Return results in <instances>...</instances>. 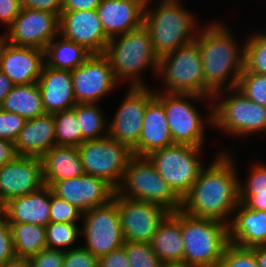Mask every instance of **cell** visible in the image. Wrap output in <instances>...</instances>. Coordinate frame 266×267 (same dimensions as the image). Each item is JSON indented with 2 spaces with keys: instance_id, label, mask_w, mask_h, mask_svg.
<instances>
[{
  "instance_id": "obj_1",
  "label": "cell",
  "mask_w": 266,
  "mask_h": 267,
  "mask_svg": "<svg viewBox=\"0 0 266 267\" xmlns=\"http://www.w3.org/2000/svg\"><path fill=\"white\" fill-rule=\"evenodd\" d=\"M232 157L228 151L220 152L201 170L182 199L181 211L196 218L230 223L240 203V178Z\"/></svg>"
},
{
  "instance_id": "obj_2",
  "label": "cell",
  "mask_w": 266,
  "mask_h": 267,
  "mask_svg": "<svg viewBox=\"0 0 266 267\" xmlns=\"http://www.w3.org/2000/svg\"><path fill=\"white\" fill-rule=\"evenodd\" d=\"M232 35L220 21L209 23L196 34L203 62L205 97L213 98L218 91L236 88L244 70V45L241 48Z\"/></svg>"
},
{
  "instance_id": "obj_3",
  "label": "cell",
  "mask_w": 266,
  "mask_h": 267,
  "mask_svg": "<svg viewBox=\"0 0 266 267\" xmlns=\"http://www.w3.org/2000/svg\"><path fill=\"white\" fill-rule=\"evenodd\" d=\"M181 3V0H161L153 9L149 8L150 1L145 4L143 24L149 31L158 57L196 38L197 21Z\"/></svg>"
},
{
  "instance_id": "obj_4",
  "label": "cell",
  "mask_w": 266,
  "mask_h": 267,
  "mask_svg": "<svg viewBox=\"0 0 266 267\" xmlns=\"http://www.w3.org/2000/svg\"><path fill=\"white\" fill-rule=\"evenodd\" d=\"M109 60L116 79H131L129 86H147L141 73L151 67L157 75L159 57L155 53L148 29L144 24L111 38L103 53Z\"/></svg>"
},
{
  "instance_id": "obj_5",
  "label": "cell",
  "mask_w": 266,
  "mask_h": 267,
  "mask_svg": "<svg viewBox=\"0 0 266 267\" xmlns=\"http://www.w3.org/2000/svg\"><path fill=\"white\" fill-rule=\"evenodd\" d=\"M183 261L193 267H217L229 244L228 225L181 211Z\"/></svg>"
},
{
  "instance_id": "obj_6",
  "label": "cell",
  "mask_w": 266,
  "mask_h": 267,
  "mask_svg": "<svg viewBox=\"0 0 266 267\" xmlns=\"http://www.w3.org/2000/svg\"><path fill=\"white\" fill-rule=\"evenodd\" d=\"M119 196L164 207L170 213L181 210L182 200L157 172L147 156H133L116 188Z\"/></svg>"
},
{
  "instance_id": "obj_7",
  "label": "cell",
  "mask_w": 266,
  "mask_h": 267,
  "mask_svg": "<svg viewBox=\"0 0 266 267\" xmlns=\"http://www.w3.org/2000/svg\"><path fill=\"white\" fill-rule=\"evenodd\" d=\"M155 98L163 105L171 137L174 144L202 147L205 138V125H213V98L193 94H172L156 91ZM210 103V111L203 121L202 115L193 105V101ZM205 123V124H204Z\"/></svg>"
},
{
  "instance_id": "obj_8",
  "label": "cell",
  "mask_w": 266,
  "mask_h": 267,
  "mask_svg": "<svg viewBox=\"0 0 266 267\" xmlns=\"http://www.w3.org/2000/svg\"><path fill=\"white\" fill-rule=\"evenodd\" d=\"M213 122L215 128L234 137L265 132L266 107L249 100L236 88L221 90L213 96Z\"/></svg>"
},
{
  "instance_id": "obj_9",
  "label": "cell",
  "mask_w": 266,
  "mask_h": 267,
  "mask_svg": "<svg viewBox=\"0 0 266 267\" xmlns=\"http://www.w3.org/2000/svg\"><path fill=\"white\" fill-rule=\"evenodd\" d=\"M157 75L164 93L204 96L203 62L198 42L178 47L159 57Z\"/></svg>"
},
{
  "instance_id": "obj_10",
  "label": "cell",
  "mask_w": 266,
  "mask_h": 267,
  "mask_svg": "<svg viewBox=\"0 0 266 267\" xmlns=\"http://www.w3.org/2000/svg\"><path fill=\"white\" fill-rule=\"evenodd\" d=\"M202 147L173 144L151 152L147 157L157 172L182 200L205 167L199 158Z\"/></svg>"
},
{
  "instance_id": "obj_11",
  "label": "cell",
  "mask_w": 266,
  "mask_h": 267,
  "mask_svg": "<svg viewBox=\"0 0 266 267\" xmlns=\"http://www.w3.org/2000/svg\"><path fill=\"white\" fill-rule=\"evenodd\" d=\"M85 174L105 179L115 189L134 156L132 149L110 136L86 140L78 147Z\"/></svg>"
},
{
  "instance_id": "obj_12",
  "label": "cell",
  "mask_w": 266,
  "mask_h": 267,
  "mask_svg": "<svg viewBox=\"0 0 266 267\" xmlns=\"http://www.w3.org/2000/svg\"><path fill=\"white\" fill-rule=\"evenodd\" d=\"M82 223L80 235L86 242L83 247L98 258L125 243L118 205L114 199L83 212Z\"/></svg>"
},
{
  "instance_id": "obj_13",
  "label": "cell",
  "mask_w": 266,
  "mask_h": 267,
  "mask_svg": "<svg viewBox=\"0 0 266 267\" xmlns=\"http://www.w3.org/2000/svg\"><path fill=\"white\" fill-rule=\"evenodd\" d=\"M7 29L1 37L9 44L44 50L59 34V16L54 12L21 8Z\"/></svg>"
},
{
  "instance_id": "obj_14",
  "label": "cell",
  "mask_w": 266,
  "mask_h": 267,
  "mask_svg": "<svg viewBox=\"0 0 266 267\" xmlns=\"http://www.w3.org/2000/svg\"><path fill=\"white\" fill-rule=\"evenodd\" d=\"M71 78L77 104L98 103L120 85L104 54H92L71 71Z\"/></svg>"
},
{
  "instance_id": "obj_15",
  "label": "cell",
  "mask_w": 266,
  "mask_h": 267,
  "mask_svg": "<svg viewBox=\"0 0 266 267\" xmlns=\"http://www.w3.org/2000/svg\"><path fill=\"white\" fill-rule=\"evenodd\" d=\"M117 202L125 241L150 243L159 224L170 213L164 207L141 200L119 196Z\"/></svg>"
},
{
  "instance_id": "obj_16",
  "label": "cell",
  "mask_w": 266,
  "mask_h": 267,
  "mask_svg": "<svg viewBox=\"0 0 266 267\" xmlns=\"http://www.w3.org/2000/svg\"><path fill=\"white\" fill-rule=\"evenodd\" d=\"M154 97L155 92L148 86H129L108 124V136L132 149L139 141L146 106Z\"/></svg>"
},
{
  "instance_id": "obj_17",
  "label": "cell",
  "mask_w": 266,
  "mask_h": 267,
  "mask_svg": "<svg viewBox=\"0 0 266 267\" xmlns=\"http://www.w3.org/2000/svg\"><path fill=\"white\" fill-rule=\"evenodd\" d=\"M50 188L54 195L82 212L109 203L116 192L105 179L89 174L54 182Z\"/></svg>"
},
{
  "instance_id": "obj_18",
  "label": "cell",
  "mask_w": 266,
  "mask_h": 267,
  "mask_svg": "<svg viewBox=\"0 0 266 267\" xmlns=\"http://www.w3.org/2000/svg\"><path fill=\"white\" fill-rule=\"evenodd\" d=\"M41 157L18 156L0 166V206L44 186Z\"/></svg>"
},
{
  "instance_id": "obj_19",
  "label": "cell",
  "mask_w": 266,
  "mask_h": 267,
  "mask_svg": "<svg viewBox=\"0 0 266 267\" xmlns=\"http://www.w3.org/2000/svg\"><path fill=\"white\" fill-rule=\"evenodd\" d=\"M59 35L84 46L92 54H103L110 40L96 10L61 11Z\"/></svg>"
},
{
  "instance_id": "obj_20",
  "label": "cell",
  "mask_w": 266,
  "mask_h": 267,
  "mask_svg": "<svg viewBox=\"0 0 266 267\" xmlns=\"http://www.w3.org/2000/svg\"><path fill=\"white\" fill-rule=\"evenodd\" d=\"M44 65V50L11 45L0 36V70L14 85L38 82Z\"/></svg>"
},
{
  "instance_id": "obj_21",
  "label": "cell",
  "mask_w": 266,
  "mask_h": 267,
  "mask_svg": "<svg viewBox=\"0 0 266 267\" xmlns=\"http://www.w3.org/2000/svg\"><path fill=\"white\" fill-rule=\"evenodd\" d=\"M145 4L144 0H102L96 11L105 35L111 39L141 27Z\"/></svg>"
},
{
  "instance_id": "obj_22",
  "label": "cell",
  "mask_w": 266,
  "mask_h": 267,
  "mask_svg": "<svg viewBox=\"0 0 266 267\" xmlns=\"http://www.w3.org/2000/svg\"><path fill=\"white\" fill-rule=\"evenodd\" d=\"M51 188L47 185L25 196L12 198L1 206L8 223L47 226L50 223Z\"/></svg>"
},
{
  "instance_id": "obj_23",
  "label": "cell",
  "mask_w": 266,
  "mask_h": 267,
  "mask_svg": "<svg viewBox=\"0 0 266 267\" xmlns=\"http://www.w3.org/2000/svg\"><path fill=\"white\" fill-rule=\"evenodd\" d=\"M37 83L46 114L68 110L77 104L71 71L57 70L44 65Z\"/></svg>"
},
{
  "instance_id": "obj_24",
  "label": "cell",
  "mask_w": 266,
  "mask_h": 267,
  "mask_svg": "<svg viewBox=\"0 0 266 267\" xmlns=\"http://www.w3.org/2000/svg\"><path fill=\"white\" fill-rule=\"evenodd\" d=\"M163 105L154 97L146 106L138 143L132 148L135 156L173 145Z\"/></svg>"
},
{
  "instance_id": "obj_25",
  "label": "cell",
  "mask_w": 266,
  "mask_h": 267,
  "mask_svg": "<svg viewBox=\"0 0 266 267\" xmlns=\"http://www.w3.org/2000/svg\"><path fill=\"white\" fill-rule=\"evenodd\" d=\"M228 224L229 243L252 248L266 245V212L250 210L239 203Z\"/></svg>"
},
{
  "instance_id": "obj_26",
  "label": "cell",
  "mask_w": 266,
  "mask_h": 267,
  "mask_svg": "<svg viewBox=\"0 0 266 267\" xmlns=\"http://www.w3.org/2000/svg\"><path fill=\"white\" fill-rule=\"evenodd\" d=\"M14 143L19 156L41 157L56 145L54 114L26 120Z\"/></svg>"
},
{
  "instance_id": "obj_27",
  "label": "cell",
  "mask_w": 266,
  "mask_h": 267,
  "mask_svg": "<svg viewBox=\"0 0 266 267\" xmlns=\"http://www.w3.org/2000/svg\"><path fill=\"white\" fill-rule=\"evenodd\" d=\"M43 181L47 186L85 174L78 148L54 145L42 156Z\"/></svg>"
},
{
  "instance_id": "obj_28",
  "label": "cell",
  "mask_w": 266,
  "mask_h": 267,
  "mask_svg": "<svg viewBox=\"0 0 266 267\" xmlns=\"http://www.w3.org/2000/svg\"><path fill=\"white\" fill-rule=\"evenodd\" d=\"M162 263L183 261L184 245L181 232V210L169 213L159 224L150 242Z\"/></svg>"
},
{
  "instance_id": "obj_29",
  "label": "cell",
  "mask_w": 266,
  "mask_h": 267,
  "mask_svg": "<svg viewBox=\"0 0 266 267\" xmlns=\"http://www.w3.org/2000/svg\"><path fill=\"white\" fill-rule=\"evenodd\" d=\"M0 109L30 120L46 114L38 83L14 85L6 95Z\"/></svg>"
},
{
  "instance_id": "obj_30",
  "label": "cell",
  "mask_w": 266,
  "mask_h": 267,
  "mask_svg": "<svg viewBox=\"0 0 266 267\" xmlns=\"http://www.w3.org/2000/svg\"><path fill=\"white\" fill-rule=\"evenodd\" d=\"M44 53L46 66L68 71L81 66L92 55L84 46L59 34L46 46Z\"/></svg>"
},
{
  "instance_id": "obj_31",
  "label": "cell",
  "mask_w": 266,
  "mask_h": 267,
  "mask_svg": "<svg viewBox=\"0 0 266 267\" xmlns=\"http://www.w3.org/2000/svg\"><path fill=\"white\" fill-rule=\"evenodd\" d=\"M8 224L16 257L29 259L47 248L45 226L29 223Z\"/></svg>"
},
{
  "instance_id": "obj_32",
  "label": "cell",
  "mask_w": 266,
  "mask_h": 267,
  "mask_svg": "<svg viewBox=\"0 0 266 267\" xmlns=\"http://www.w3.org/2000/svg\"><path fill=\"white\" fill-rule=\"evenodd\" d=\"M73 109L81 130L82 143L108 136L106 115L97 103H79Z\"/></svg>"
},
{
  "instance_id": "obj_33",
  "label": "cell",
  "mask_w": 266,
  "mask_h": 267,
  "mask_svg": "<svg viewBox=\"0 0 266 267\" xmlns=\"http://www.w3.org/2000/svg\"><path fill=\"white\" fill-rule=\"evenodd\" d=\"M56 145L78 147L82 143V135L76 113L73 108L54 114Z\"/></svg>"
},
{
  "instance_id": "obj_34",
  "label": "cell",
  "mask_w": 266,
  "mask_h": 267,
  "mask_svg": "<svg viewBox=\"0 0 266 267\" xmlns=\"http://www.w3.org/2000/svg\"><path fill=\"white\" fill-rule=\"evenodd\" d=\"M244 39V67L258 74H266V31L251 34Z\"/></svg>"
},
{
  "instance_id": "obj_35",
  "label": "cell",
  "mask_w": 266,
  "mask_h": 267,
  "mask_svg": "<svg viewBox=\"0 0 266 267\" xmlns=\"http://www.w3.org/2000/svg\"><path fill=\"white\" fill-rule=\"evenodd\" d=\"M80 228L77 223L50 222L46 226V243L48 249L69 250L77 240ZM68 248V249H67Z\"/></svg>"
},
{
  "instance_id": "obj_36",
  "label": "cell",
  "mask_w": 266,
  "mask_h": 267,
  "mask_svg": "<svg viewBox=\"0 0 266 267\" xmlns=\"http://www.w3.org/2000/svg\"><path fill=\"white\" fill-rule=\"evenodd\" d=\"M236 89L249 100L266 107V74L251 72L244 67Z\"/></svg>"
},
{
  "instance_id": "obj_37",
  "label": "cell",
  "mask_w": 266,
  "mask_h": 267,
  "mask_svg": "<svg viewBox=\"0 0 266 267\" xmlns=\"http://www.w3.org/2000/svg\"><path fill=\"white\" fill-rule=\"evenodd\" d=\"M130 267H161L160 258L154 253L150 243L125 241L123 244Z\"/></svg>"
},
{
  "instance_id": "obj_38",
  "label": "cell",
  "mask_w": 266,
  "mask_h": 267,
  "mask_svg": "<svg viewBox=\"0 0 266 267\" xmlns=\"http://www.w3.org/2000/svg\"><path fill=\"white\" fill-rule=\"evenodd\" d=\"M246 182L240 180V202L245 203L252 195H266V165H252Z\"/></svg>"
},
{
  "instance_id": "obj_39",
  "label": "cell",
  "mask_w": 266,
  "mask_h": 267,
  "mask_svg": "<svg viewBox=\"0 0 266 267\" xmlns=\"http://www.w3.org/2000/svg\"><path fill=\"white\" fill-rule=\"evenodd\" d=\"M217 267H259L252 248H244L232 243L226 247Z\"/></svg>"
},
{
  "instance_id": "obj_40",
  "label": "cell",
  "mask_w": 266,
  "mask_h": 267,
  "mask_svg": "<svg viewBox=\"0 0 266 267\" xmlns=\"http://www.w3.org/2000/svg\"><path fill=\"white\" fill-rule=\"evenodd\" d=\"M83 212L51 191L50 222L76 223L82 219Z\"/></svg>"
},
{
  "instance_id": "obj_41",
  "label": "cell",
  "mask_w": 266,
  "mask_h": 267,
  "mask_svg": "<svg viewBox=\"0 0 266 267\" xmlns=\"http://www.w3.org/2000/svg\"><path fill=\"white\" fill-rule=\"evenodd\" d=\"M25 122L22 116L0 109V139L15 142Z\"/></svg>"
},
{
  "instance_id": "obj_42",
  "label": "cell",
  "mask_w": 266,
  "mask_h": 267,
  "mask_svg": "<svg viewBox=\"0 0 266 267\" xmlns=\"http://www.w3.org/2000/svg\"><path fill=\"white\" fill-rule=\"evenodd\" d=\"M63 267H99V258L83 246L64 251Z\"/></svg>"
},
{
  "instance_id": "obj_43",
  "label": "cell",
  "mask_w": 266,
  "mask_h": 267,
  "mask_svg": "<svg viewBox=\"0 0 266 267\" xmlns=\"http://www.w3.org/2000/svg\"><path fill=\"white\" fill-rule=\"evenodd\" d=\"M16 257L10 225L0 214V267Z\"/></svg>"
},
{
  "instance_id": "obj_44",
  "label": "cell",
  "mask_w": 266,
  "mask_h": 267,
  "mask_svg": "<svg viewBox=\"0 0 266 267\" xmlns=\"http://www.w3.org/2000/svg\"><path fill=\"white\" fill-rule=\"evenodd\" d=\"M29 261L31 267H63L64 251L46 248L29 258Z\"/></svg>"
},
{
  "instance_id": "obj_45",
  "label": "cell",
  "mask_w": 266,
  "mask_h": 267,
  "mask_svg": "<svg viewBox=\"0 0 266 267\" xmlns=\"http://www.w3.org/2000/svg\"><path fill=\"white\" fill-rule=\"evenodd\" d=\"M20 10V0H0V24L8 28L19 15Z\"/></svg>"
},
{
  "instance_id": "obj_46",
  "label": "cell",
  "mask_w": 266,
  "mask_h": 267,
  "mask_svg": "<svg viewBox=\"0 0 266 267\" xmlns=\"http://www.w3.org/2000/svg\"><path fill=\"white\" fill-rule=\"evenodd\" d=\"M99 267H130L124 246L101 256Z\"/></svg>"
},
{
  "instance_id": "obj_47",
  "label": "cell",
  "mask_w": 266,
  "mask_h": 267,
  "mask_svg": "<svg viewBox=\"0 0 266 267\" xmlns=\"http://www.w3.org/2000/svg\"><path fill=\"white\" fill-rule=\"evenodd\" d=\"M21 8L54 12L60 16L62 0H20Z\"/></svg>"
},
{
  "instance_id": "obj_48",
  "label": "cell",
  "mask_w": 266,
  "mask_h": 267,
  "mask_svg": "<svg viewBox=\"0 0 266 267\" xmlns=\"http://www.w3.org/2000/svg\"><path fill=\"white\" fill-rule=\"evenodd\" d=\"M102 0H62V11L96 10Z\"/></svg>"
},
{
  "instance_id": "obj_49",
  "label": "cell",
  "mask_w": 266,
  "mask_h": 267,
  "mask_svg": "<svg viewBox=\"0 0 266 267\" xmlns=\"http://www.w3.org/2000/svg\"><path fill=\"white\" fill-rule=\"evenodd\" d=\"M18 156L14 142L0 139V166L14 161Z\"/></svg>"
},
{
  "instance_id": "obj_50",
  "label": "cell",
  "mask_w": 266,
  "mask_h": 267,
  "mask_svg": "<svg viewBox=\"0 0 266 267\" xmlns=\"http://www.w3.org/2000/svg\"><path fill=\"white\" fill-rule=\"evenodd\" d=\"M244 205L250 210H261L266 212V195H252Z\"/></svg>"
},
{
  "instance_id": "obj_51",
  "label": "cell",
  "mask_w": 266,
  "mask_h": 267,
  "mask_svg": "<svg viewBox=\"0 0 266 267\" xmlns=\"http://www.w3.org/2000/svg\"><path fill=\"white\" fill-rule=\"evenodd\" d=\"M13 86L12 81L0 70V105Z\"/></svg>"
},
{
  "instance_id": "obj_52",
  "label": "cell",
  "mask_w": 266,
  "mask_h": 267,
  "mask_svg": "<svg viewBox=\"0 0 266 267\" xmlns=\"http://www.w3.org/2000/svg\"><path fill=\"white\" fill-rule=\"evenodd\" d=\"M259 267H266V245L252 247Z\"/></svg>"
},
{
  "instance_id": "obj_53",
  "label": "cell",
  "mask_w": 266,
  "mask_h": 267,
  "mask_svg": "<svg viewBox=\"0 0 266 267\" xmlns=\"http://www.w3.org/2000/svg\"><path fill=\"white\" fill-rule=\"evenodd\" d=\"M2 267H31V264L27 258L14 257L7 261Z\"/></svg>"
},
{
  "instance_id": "obj_54",
  "label": "cell",
  "mask_w": 266,
  "mask_h": 267,
  "mask_svg": "<svg viewBox=\"0 0 266 267\" xmlns=\"http://www.w3.org/2000/svg\"><path fill=\"white\" fill-rule=\"evenodd\" d=\"M161 267H193V266L189 265L185 261H174V262L162 263Z\"/></svg>"
}]
</instances>
